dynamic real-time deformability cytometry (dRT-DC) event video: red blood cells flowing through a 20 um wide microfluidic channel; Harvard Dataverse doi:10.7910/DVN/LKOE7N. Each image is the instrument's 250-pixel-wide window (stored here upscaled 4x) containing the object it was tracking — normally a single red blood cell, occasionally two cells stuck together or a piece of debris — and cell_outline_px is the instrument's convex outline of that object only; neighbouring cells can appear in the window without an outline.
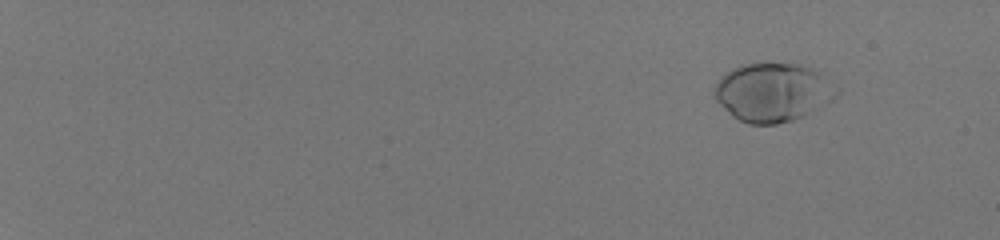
{"species": "human", "species_latin": "Homo sapiens", "temperature_condition": "room temperature", "stored_images_in_passage": 58, "camera_frame_rate_fps": 3000, "um_per_image_px": 0.085, "donor": {"sex": "male"}, "frame": {"image": 1, "passage_image": 9, "time_ms": 2.667, "image_size_px": [1000, 240], "cell_outline_px": [[820, 76], [812, 108], [800, 116], [792, 120], [776, 124], [748, 124], [732, 116], [716, 100], [712, 92], [720, 76], [740, 64], [796, 64], [812, 68]], "centroid_in_image_um": [65.21, 7.84], "position_along_channel_um": 19.8, "area_um2": 37.51}}
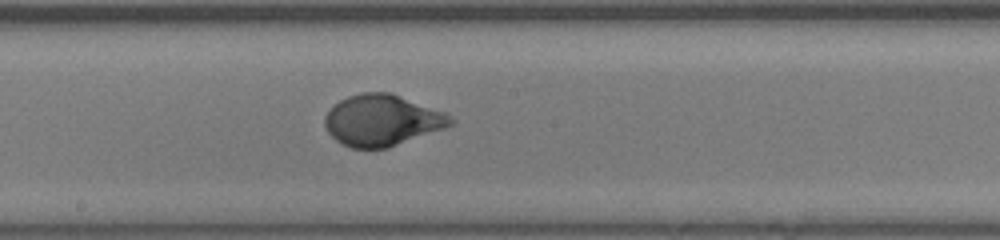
{"frame": {"image": 2, "passage_image": 39, "time_ms": 12.667, "image_size_px": [1000, 240], "cell_outline_px": [[456, 120], [452, 124], [444, 128], [388, 148], [352, 148], [336, 140], [328, 132], [324, 124], [324, 116], [340, 100], [348, 96], [364, 92], [392, 92], [444, 112], [452, 116]], "centroid_in_image_um": [32.49, 10.22], "position_along_channel_um": 215.7, "area_um2": 37.4}}
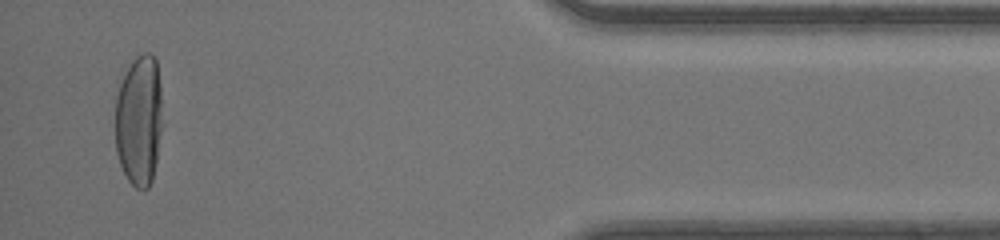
{"frame": {"image": 3, "passage_image": 57, "time_ms": 18.667, "image_size_px": [1000, 240], "cell_outline_px": [[164, 124], [152, 180], [148, 188], [136, 188], [128, 180], [120, 164], [116, 152], [116, 96], [120, 84], [132, 60], [136, 56], [144, 52], [148, 52], [156, 56], [160, 84]], "centroid_in_image_um": [11.86, 10.2], "position_along_channel_um": 423.3, "area_um2": 36.65}, "authors_computed_cell_mechanics": {"area_um2": 36.9342, "velocity_mm_per_s": 4.1202, "shape_relaxation_time_tau1_ms": 3.7127, "shape_relaxation_time_tau2_ms": null, "deformation_change_tau1": 0.1972, "deformation_change_tau2": null}}